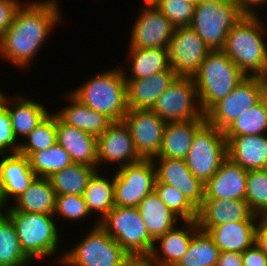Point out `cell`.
<instances>
[{
    "mask_svg": "<svg viewBox=\"0 0 267 266\" xmlns=\"http://www.w3.org/2000/svg\"><path fill=\"white\" fill-rule=\"evenodd\" d=\"M25 4H21L11 26L0 38V57L21 70L30 68L52 30L63 19L58 0H33Z\"/></svg>",
    "mask_w": 267,
    "mask_h": 266,
    "instance_id": "obj_1",
    "label": "cell"
},
{
    "mask_svg": "<svg viewBox=\"0 0 267 266\" xmlns=\"http://www.w3.org/2000/svg\"><path fill=\"white\" fill-rule=\"evenodd\" d=\"M264 22L260 15H245L229 31L222 49L246 77L264 78L267 73Z\"/></svg>",
    "mask_w": 267,
    "mask_h": 266,
    "instance_id": "obj_2",
    "label": "cell"
},
{
    "mask_svg": "<svg viewBox=\"0 0 267 266\" xmlns=\"http://www.w3.org/2000/svg\"><path fill=\"white\" fill-rule=\"evenodd\" d=\"M70 93L82 104L105 114L112 122L123 121L128 111L126 81L121 64L94 75Z\"/></svg>",
    "mask_w": 267,
    "mask_h": 266,
    "instance_id": "obj_3",
    "label": "cell"
},
{
    "mask_svg": "<svg viewBox=\"0 0 267 266\" xmlns=\"http://www.w3.org/2000/svg\"><path fill=\"white\" fill-rule=\"evenodd\" d=\"M245 77L222 50H211L193 77L202 112L226 97Z\"/></svg>",
    "mask_w": 267,
    "mask_h": 266,
    "instance_id": "obj_4",
    "label": "cell"
},
{
    "mask_svg": "<svg viewBox=\"0 0 267 266\" xmlns=\"http://www.w3.org/2000/svg\"><path fill=\"white\" fill-rule=\"evenodd\" d=\"M5 213L14 223L21 249L31 261L57 256L61 250L58 244L60 227L53 215L19 211Z\"/></svg>",
    "mask_w": 267,
    "mask_h": 266,
    "instance_id": "obj_5",
    "label": "cell"
},
{
    "mask_svg": "<svg viewBox=\"0 0 267 266\" xmlns=\"http://www.w3.org/2000/svg\"><path fill=\"white\" fill-rule=\"evenodd\" d=\"M86 236L66 253L60 252V266H120L129 254L95 221ZM63 254V255H62Z\"/></svg>",
    "mask_w": 267,
    "mask_h": 266,
    "instance_id": "obj_6",
    "label": "cell"
},
{
    "mask_svg": "<svg viewBox=\"0 0 267 266\" xmlns=\"http://www.w3.org/2000/svg\"><path fill=\"white\" fill-rule=\"evenodd\" d=\"M244 16L233 0H199L189 27L211 50H222L229 31Z\"/></svg>",
    "mask_w": 267,
    "mask_h": 266,
    "instance_id": "obj_7",
    "label": "cell"
},
{
    "mask_svg": "<svg viewBox=\"0 0 267 266\" xmlns=\"http://www.w3.org/2000/svg\"><path fill=\"white\" fill-rule=\"evenodd\" d=\"M99 225L129 255H151L155 241L150 237L138 207L114 206Z\"/></svg>",
    "mask_w": 267,
    "mask_h": 266,
    "instance_id": "obj_8",
    "label": "cell"
},
{
    "mask_svg": "<svg viewBox=\"0 0 267 266\" xmlns=\"http://www.w3.org/2000/svg\"><path fill=\"white\" fill-rule=\"evenodd\" d=\"M227 158V140L222 130L205 122L194 134L185 163L203 183L211 179Z\"/></svg>",
    "mask_w": 267,
    "mask_h": 266,
    "instance_id": "obj_9",
    "label": "cell"
},
{
    "mask_svg": "<svg viewBox=\"0 0 267 266\" xmlns=\"http://www.w3.org/2000/svg\"><path fill=\"white\" fill-rule=\"evenodd\" d=\"M266 96V82L261 77H245L226 97L204 115L206 122L224 130L238 116Z\"/></svg>",
    "mask_w": 267,
    "mask_h": 266,
    "instance_id": "obj_10",
    "label": "cell"
},
{
    "mask_svg": "<svg viewBox=\"0 0 267 266\" xmlns=\"http://www.w3.org/2000/svg\"><path fill=\"white\" fill-rule=\"evenodd\" d=\"M151 110L166 123L205 117L193 78L176 77Z\"/></svg>",
    "mask_w": 267,
    "mask_h": 266,
    "instance_id": "obj_11",
    "label": "cell"
},
{
    "mask_svg": "<svg viewBox=\"0 0 267 266\" xmlns=\"http://www.w3.org/2000/svg\"><path fill=\"white\" fill-rule=\"evenodd\" d=\"M114 171L115 206L138 207L154 191L156 169L152 159H141Z\"/></svg>",
    "mask_w": 267,
    "mask_h": 266,
    "instance_id": "obj_12",
    "label": "cell"
},
{
    "mask_svg": "<svg viewBox=\"0 0 267 266\" xmlns=\"http://www.w3.org/2000/svg\"><path fill=\"white\" fill-rule=\"evenodd\" d=\"M210 51L191 27H176L168 46L170 68L176 77L193 78Z\"/></svg>",
    "mask_w": 267,
    "mask_h": 266,
    "instance_id": "obj_13",
    "label": "cell"
},
{
    "mask_svg": "<svg viewBox=\"0 0 267 266\" xmlns=\"http://www.w3.org/2000/svg\"><path fill=\"white\" fill-rule=\"evenodd\" d=\"M143 8L130 31L129 48H168L175 26L153 4L143 0Z\"/></svg>",
    "mask_w": 267,
    "mask_h": 266,
    "instance_id": "obj_14",
    "label": "cell"
},
{
    "mask_svg": "<svg viewBox=\"0 0 267 266\" xmlns=\"http://www.w3.org/2000/svg\"><path fill=\"white\" fill-rule=\"evenodd\" d=\"M141 159L143 158L138 154L130 130L124 121H113L97 137L98 170L105 164L115 165L118 169Z\"/></svg>",
    "mask_w": 267,
    "mask_h": 266,
    "instance_id": "obj_15",
    "label": "cell"
},
{
    "mask_svg": "<svg viewBox=\"0 0 267 266\" xmlns=\"http://www.w3.org/2000/svg\"><path fill=\"white\" fill-rule=\"evenodd\" d=\"M123 121L128 126L134 146L143 159L157 156L166 122L152 110H128Z\"/></svg>",
    "mask_w": 267,
    "mask_h": 266,
    "instance_id": "obj_16",
    "label": "cell"
},
{
    "mask_svg": "<svg viewBox=\"0 0 267 266\" xmlns=\"http://www.w3.org/2000/svg\"><path fill=\"white\" fill-rule=\"evenodd\" d=\"M156 169V181L172 185L182 192L198 210L204 200V183L186 166L185 160L176 158H152Z\"/></svg>",
    "mask_w": 267,
    "mask_h": 266,
    "instance_id": "obj_17",
    "label": "cell"
},
{
    "mask_svg": "<svg viewBox=\"0 0 267 266\" xmlns=\"http://www.w3.org/2000/svg\"><path fill=\"white\" fill-rule=\"evenodd\" d=\"M260 216L254 214L245 200L204 199L198 209L197 223L201 231L232 222L258 221Z\"/></svg>",
    "mask_w": 267,
    "mask_h": 266,
    "instance_id": "obj_18",
    "label": "cell"
},
{
    "mask_svg": "<svg viewBox=\"0 0 267 266\" xmlns=\"http://www.w3.org/2000/svg\"><path fill=\"white\" fill-rule=\"evenodd\" d=\"M182 223L155 241L150 256L157 266H176L186 253L192 237L200 230L196 220Z\"/></svg>",
    "mask_w": 267,
    "mask_h": 266,
    "instance_id": "obj_19",
    "label": "cell"
},
{
    "mask_svg": "<svg viewBox=\"0 0 267 266\" xmlns=\"http://www.w3.org/2000/svg\"><path fill=\"white\" fill-rule=\"evenodd\" d=\"M247 170L228 157L215 175L204 183V199L245 200Z\"/></svg>",
    "mask_w": 267,
    "mask_h": 266,
    "instance_id": "obj_20",
    "label": "cell"
},
{
    "mask_svg": "<svg viewBox=\"0 0 267 266\" xmlns=\"http://www.w3.org/2000/svg\"><path fill=\"white\" fill-rule=\"evenodd\" d=\"M0 159V189L3 201L6 205H10L9 202L22 194L36 175L26 156L19 153L0 154Z\"/></svg>",
    "mask_w": 267,
    "mask_h": 266,
    "instance_id": "obj_21",
    "label": "cell"
},
{
    "mask_svg": "<svg viewBox=\"0 0 267 266\" xmlns=\"http://www.w3.org/2000/svg\"><path fill=\"white\" fill-rule=\"evenodd\" d=\"M24 95L10 97V94H2L1 103L7 108L11 118L12 131L14 137L21 143L28 134L49 114V109L45 108L40 101H34ZM13 99V101H12Z\"/></svg>",
    "mask_w": 267,
    "mask_h": 266,
    "instance_id": "obj_22",
    "label": "cell"
},
{
    "mask_svg": "<svg viewBox=\"0 0 267 266\" xmlns=\"http://www.w3.org/2000/svg\"><path fill=\"white\" fill-rule=\"evenodd\" d=\"M175 78V72L169 68L147 78L125 80L128 110H151Z\"/></svg>",
    "mask_w": 267,
    "mask_h": 266,
    "instance_id": "obj_23",
    "label": "cell"
},
{
    "mask_svg": "<svg viewBox=\"0 0 267 266\" xmlns=\"http://www.w3.org/2000/svg\"><path fill=\"white\" fill-rule=\"evenodd\" d=\"M227 157L245 170L267 169V134L225 136Z\"/></svg>",
    "mask_w": 267,
    "mask_h": 266,
    "instance_id": "obj_24",
    "label": "cell"
},
{
    "mask_svg": "<svg viewBox=\"0 0 267 266\" xmlns=\"http://www.w3.org/2000/svg\"><path fill=\"white\" fill-rule=\"evenodd\" d=\"M57 143L70 155L73 163L98 170L97 137L81 129L66 125L56 116Z\"/></svg>",
    "mask_w": 267,
    "mask_h": 266,
    "instance_id": "obj_25",
    "label": "cell"
},
{
    "mask_svg": "<svg viewBox=\"0 0 267 266\" xmlns=\"http://www.w3.org/2000/svg\"><path fill=\"white\" fill-rule=\"evenodd\" d=\"M69 102L61 110L54 112L66 125L81 129L87 133L99 137L112 123L105 115L89 108L76 99L70 92L67 93Z\"/></svg>",
    "mask_w": 267,
    "mask_h": 266,
    "instance_id": "obj_26",
    "label": "cell"
},
{
    "mask_svg": "<svg viewBox=\"0 0 267 266\" xmlns=\"http://www.w3.org/2000/svg\"><path fill=\"white\" fill-rule=\"evenodd\" d=\"M206 122L205 117L182 122H167L160 151L153 158L185 159L196 131Z\"/></svg>",
    "mask_w": 267,
    "mask_h": 266,
    "instance_id": "obj_27",
    "label": "cell"
},
{
    "mask_svg": "<svg viewBox=\"0 0 267 266\" xmlns=\"http://www.w3.org/2000/svg\"><path fill=\"white\" fill-rule=\"evenodd\" d=\"M258 221L225 223L210 228L207 233L221 252L243 253L255 244V230Z\"/></svg>",
    "mask_w": 267,
    "mask_h": 266,
    "instance_id": "obj_28",
    "label": "cell"
},
{
    "mask_svg": "<svg viewBox=\"0 0 267 266\" xmlns=\"http://www.w3.org/2000/svg\"><path fill=\"white\" fill-rule=\"evenodd\" d=\"M12 202L14 204L8 205L6 211L53 215L56 192L48 178L36 177L29 187Z\"/></svg>",
    "mask_w": 267,
    "mask_h": 266,
    "instance_id": "obj_29",
    "label": "cell"
},
{
    "mask_svg": "<svg viewBox=\"0 0 267 266\" xmlns=\"http://www.w3.org/2000/svg\"><path fill=\"white\" fill-rule=\"evenodd\" d=\"M127 53L131 73L121 66L125 80L147 78L170 68L168 48H129Z\"/></svg>",
    "mask_w": 267,
    "mask_h": 266,
    "instance_id": "obj_30",
    "label": "cell"
},
{
    "mask_svg": "<svg viewBox=\"0 0 267 266\" xmlns=\"http://www.w3.org/2000/svg\"><path fill=\"white\" fill-rule=\"evenodd\" d=\"M142 220L150 237L156 241L160 236L174 228L180 220L153 191L138 206Z\"/></svg>",
    "mask_w": 267,
    "mask_h": 266,
    "instance_id": "obj_31",
    "label": "cell"
},
{
    "mask_svg": "<svg viewBox=\"0 0 267 266\" xmlns=\"http://www.w3.org/2000/svg\"><path fill=\"white\" fill-rule=\"evenodd\" d=\"M96 170L88 181L84 200L91 215L96 214L99 221L115 206L114 175L112 178ZM98 215V216H97ZM99 218V219H98Z\"/></svg>",
    "mask_w": 267,
    "mask_h": 266,
    "instance_id": "obj_32",
    "label": "cell"
},
{
    "mask_svg": "<svg viewBox=\"0 0 267 266\" xmlns=\"http://www.w3.org/2000/svg\"><path fill=\"white\" fill-rule=\"evenodd\" d=\"M97 169L84 164L73 163L52 173L48 180L56 195H83L88 181Z\"/></svg>",
    "mask_w": 267,
    "mask_h": 266,
    "instance_id": "obj_33",
    "label": "cell"
},
{
    "mask_svg": "<svg viewBox=\"0 0 267 266\" xmlns=\"http://www.w3.org/2000/svg\"><path fill=\"white\" fill-rule=\"evenodd\" d=\"M32 261L22 251L11 218L0 214V266H29Z\"/></svg>",
    "mask_w": 267,
    "mask_h": 266,
    "instance_id": "obj_34",
    "label": "cell"
},
{
    "mask_svg": "<svg viewBox=\"0 0 267 266\" xmlns=\"http://www.w3.org/2000/svg\"><path fill=\"white\" fill-rule=\"evenodd\" d=\"M223 133L224 136L267 134V95L231 122Z\"/></svg>",
    "mask_w": 267,
    "mask_h": 266,
    "instance_id": "obj_35",
    "label": "cell"
},
{
    "mask_svg": "<svg viewBox=\"0 0 267 266\" xmlns=\"http://www.w3.org/2000/svg\"><path fill=\"white\" fill-rule=\"evenodd\" d=\"M220 252L209 234L199 230L176 266H216Z\"/></svg>",
    "mask_w": 267,
    "mask_h": 266,
    "instance_id": "obj_36",
    "label": "cell"
},
{
    "mask_svg": "<svg viewBox=\"0 0 267 266\" xmlns=\"http://www.w3.org/2000/svg\"><path fill=\"white\" fill-rule=\"evenodd\" d=\"M28 160L36 177L42 178L73 164L70 155L58 143L46 150L32 152Z\"/></svg>",
    "mask_w": 267,
    "mask_h": 266,
    "instance_id": "obj_37",
    "label": "cell"
},
{
    "mask_svg": "<svg viewBox=\"0 0 267 266\" xmlns=\"http://www.w3.org/2000/svg\"><path fill=\"white\" fill-rule=\"evenodd\" d=\"M20 143L19 154L28 157L32 152L46 150L57 143L56 114L49 113Z\"/></svg>",
    "mask_w": 267,
    "mask_h": 266,
    "instance_id": "obj_38",
    "label": "cell"
},
{
    "mask_svg": "<svg viewBox=\"0 0 267 266\" xmlns=\"http://www.w3.org/2000/svg\"><path fill=\"white\" fill-rule=\"evenodd\" d=\"M154 191L166 206L181 221L197 220L198 210L188 201L185 195L172 185L155 181Z\"/></svg>",
    "mask_w": 267,
    "mask_h": 266,
    "instance_id": "obj_39",
    "label": "cell"
},
{
    "mask_svg": "<svg viewBox=\"0 0 267 266\" xmlns=\"http://www.w3.org/2000/svg\"><path fill=\"white\" fill-rule=\"evenodd\" d=\"M246 196L250 210L267 217V169L247 170Z\"/></svg>",
    "mask_w": 267,
    "mask_h": 266,
    "instance_id": "obj_40",
    "label": "cell"
},
{
    "mask_svg": "<svg viewBox=\"0 0 267 266\" xmlns=\"http://www.w3.org/2000/svg\"><path fill=\"white\" fill-rule=\"evenodd\" d=\"M53 216L61 221L77 222L79 220L81 222V219L92 215L88 211L83 195L63 194L56 195Z\"/></svg>",
    "mask_w": 267,
    "mask_h": 266,
    "instance_id": "obj_41",
    "label": "cell"
},
{
    "mask_svg": "<svg viewBox=\"0 0 267 266\" xmlns=\"http://www.w3.org/2000/svg\"><path fill=\"white\" fill-rule=\"evenodd\" d=\"M175 27L190 26L195 4L186 0H160L155 5Z\"/></svg>",
    "mask_w": 267,
    "mask_h": 266,
    "instance_id": "obj_42",
    "label": "cell"
},
{
    "mask_svg": "<svg viewBox=\"0 0 267 266\" xmlns=\"http://www.w3.org/2000/svg\"><path fill=\"white\" fill-rule=\"evenodd\" d=\"M19 149L20 143L14 137L10 115L0 102V154H15Z\"/></svg>",
    "mask_w": 267,
    "mask_h": 266,
    "instance_id": "obj_43",
    "label": "cell"
},
{
    "mask_svg": "<svg viewBox=\"0 0 267 266\" xmlns=\"http://www.w3.org/2000/svg\"><path fill=\"white\" fill-rule=\"evenodd\" d=\"M21 4L20 0H0V38L11 26Z\"/></svg>",
    "mask_w": 267,
    "mask_h": 266,
    "instance_id": "obj_44",
    "label": "cell"
},
{
    "mask_svg": "<svg viewBox=\"0 0 267 266\" xmlns=\"http://www.w3.org/2000/svg\"><path fill=\"white\" fill-rule=\"evenodd\" d=\"M243 266H267V256L256 244L242 253Z\"/></svg>",
    "mask_w": 267,
    "mask_h": 266,
    "instance_id": "obj_45",
    "label": "cell"
},
{
    "mask_svg": "<svg viewBox=\"0 0 267 266\" xmlns=\"http://www.w3.org/2000/svg\"><path fill=\"white\" fill-rule=\"evenodd\" d=\"M255 244L267 256V217H259L255 230Z\"/></svg>",
    "mask_w": 267,
    "mask_h": 266,
    "instance_id": "obj_46",
    "label": "cell"
},
{
    "mask_svg": "<svg viewBox=\"0 0 267 266\" xmlns=\"http://www.w3.org/2000/svg\"><path fill=\"white\" fill-rule=\"evenodd\" d=\"M233 1L239 5L241 11L245 15H259L260 13L259 10L261 9V7L267 5V0H233Z\"/></svg>",
    "mask_w": 267,
    "mask_h": 266,
    "instance_id": "obj_47",
    "label": "cell"
},
{
    "mask_svg": "<svg viewBox=\"0 0 267 266\" xmlns=\"http://www.w3.org/2000/svg\"><path fill=\"white\" fill-rule=\"evenodd\" d=\"M216 266H243L242 253L220 252Z\"/></svg>",
    "mask_w": 267,
    "mask_h": 266,
    "instance_id": "obj_48",
    "label": "cell"
},
{
    "mask_svg": "<svg viewBox=\"0 0 267 266\" xmlns=\"http://www.w3.org/2000/svg\"><path fill=\"white\" fill-rule=\"evenodd\" d=\"M120 266H157L150 255H129Z\"/></svg>",
    "mask_w": 267,
    "mask_h": 266,
    "instance_id": "obj_49",
    "label": "cell"
},
{
    "mask_svg": "<svg viewBox=\"0 0 267 266\" xmlns=\"http://www.w3.org/2000/svg\"><path fill=\"white\" fill-rule=\"evenodd\" d=\"M7 206L8 205H6L5 202L3 201L2 193H1V189H0V214L5 213Z\"/></svg>",
    "mask_w": 267,
    "mask_h": 266,
    "instance_id": "obj_50",
    "label": "cell"
},
{
    "mask_svg": "<svg viewBox=\"0 0 267 266\" xmlns=\"http://www.w3.org/2000/svg\"><path fill=\"white\" fill-rule=\"evenodd\" d=\"M147 3L149 4H153V5H156L160 0H145ZM186 1H189L191 3H194L196 4L199 0H186Z\"/></svg>",
    "mask_w": 267,
    "mask_h": 266,
    "instance_id": "obj_51",
    "label": "cell"
},
{
    "mask_svg": "<svg viewBox=\"0 0 267 266\" xmlns=\"http://www.w3.org/2000/svg\"><path fill=\"white\" fill-rule=\"evenodd\" d=\"M264 80H265L266 85H267V73H266V75H265V77H264Z\"/></svg>",
    "mask_w": 267,
    "mask_h": 266,
    "instance_id": "obj_52",
    "label": "cell"
},
{
    "mask_svg": "<svg viewBox=\"0 0 267 266\" xmlns=\"http://www.w3.org/2000/svg\"><path fill=\"white\" fill-rule=\"evenodd\" d=\"M2 94H3V91L1 89V91H0V101H1Z\"/></svg>",
    "mask_w": 267,
    "mask_h": 266,
    "instance_id": "obj_53",
    "label": "cell"
}]
</instances>
